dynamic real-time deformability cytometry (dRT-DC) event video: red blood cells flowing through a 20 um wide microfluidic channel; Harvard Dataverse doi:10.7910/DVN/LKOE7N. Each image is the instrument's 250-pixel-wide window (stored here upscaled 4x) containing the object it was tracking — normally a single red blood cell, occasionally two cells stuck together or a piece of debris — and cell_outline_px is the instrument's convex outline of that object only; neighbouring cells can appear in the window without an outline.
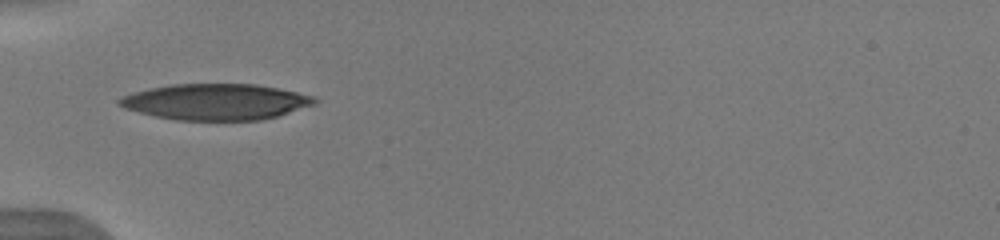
{"species": "human", "species_latin": "Homo sapiens", "temperature_condition": "warm", "stored_images_in_passage": 20, "camera_frame_rate_fps": 3000, "um_per_image_px": 0.085, "donor": {"sex": "male"}, "frame": {"image": 1, "passage_image": 1, "time_ms": 0.0, "image_size_px": [1000, 240], "cell_outline_px": [[320, 100], [316, 104], [276, 116], [260, 120], [176, 120], [156, 116], [124, 108], [116, 104], [116, 100], [132, 92], [172, 84], [256, 84], [316, 96]], "centroid_in_image_um": [18.35, 8.65], "position_along_channel_um": 66.6, "area_um2": 40.92}}
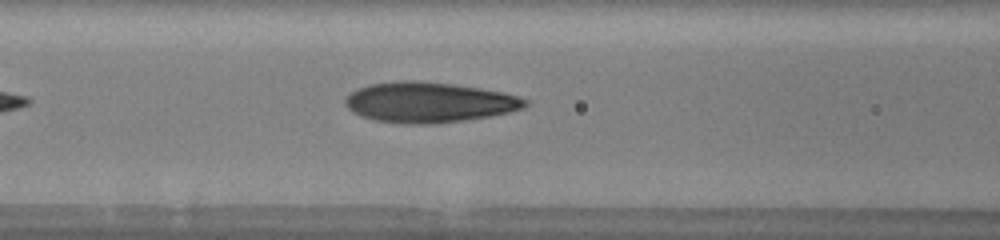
{"frame": {"image": 2, "passage_image": 4, "time_ms": 1.0, "image_size_px": [1000, 240], "cell_outline_px": [[528, 104], [524, 108], [508, 112], [488, 116], [464, 120], [432, 124], [404, 124], [376, 120], [360, 116], [352, 112], [344, 104], [344, 100], [352, 92], [368, 84], [404, 80], [420, 80], [452, 84], [480, 88], [504, 92], [528, 100]], "centroid_in_image_um": [36.45, 8.69], "position_along_channel_um": 130.2, "area_um2": 42.25}}
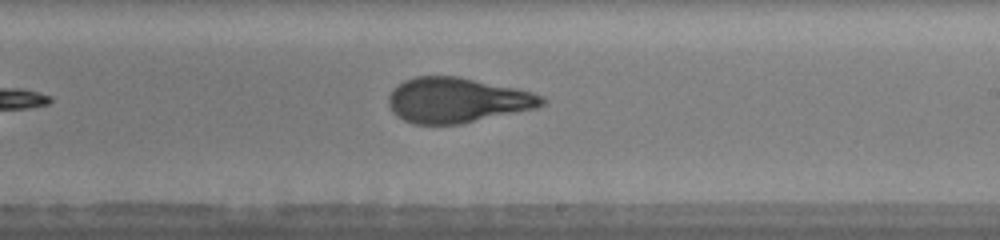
{"frame": {"image": 3, "passage_image": 9, "time_ms": 2.667, "image_size_px": [1000, 240], "cell_outline_px": [[548, 100], [544, 104], [536, 108], [460, 124], [412, 124], [396, 116], [392, 112], [388, 104], [388, 96], [392, 88], [404, 80], [416, 76], [460, 76], [516, 88], [532, 92], [544, 96]], "centroid_in_image_um": [38.84, 8.51], "position_along_channel_um": 250.2, "area_um2": 40.63}}